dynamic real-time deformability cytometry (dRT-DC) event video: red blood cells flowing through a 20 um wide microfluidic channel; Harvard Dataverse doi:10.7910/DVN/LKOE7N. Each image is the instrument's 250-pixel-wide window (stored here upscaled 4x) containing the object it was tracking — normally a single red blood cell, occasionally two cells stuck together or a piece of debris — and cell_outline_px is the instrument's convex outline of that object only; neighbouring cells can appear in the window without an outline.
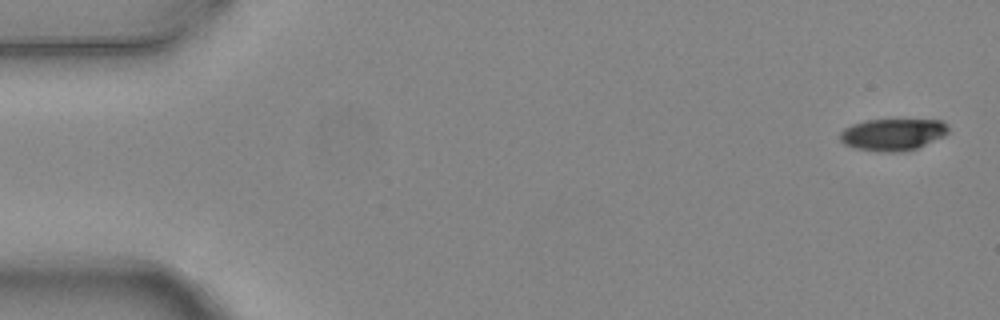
{"species": "common noctule bat (a hibernating species)", "species_latin": "Nyctalus noctula", "temperature_condition": "warm", "stored_images_in_passage": 6, "camera_frame_rate_fps": 3000, "um_per_image_px": 0.085, "animal": {"sex": "female", "body_mass_g": 24.6, "forearm_length_mm": 56.2}, "frame": {"image": 1, "passage_image": 1, "time_ms": 0.0, "image_size_px": [1000, 320], "cell_outline_px": [[948, 132], [944, 136], [916, 148], [900, 152], [880, 152], [856, 148], [844, 144], [840, 140], [840, 132], [844, 128], [852, 124], [868, 120], [940, 120], [948, 124]], "centroid_in_image_um": [75.88, 11.43], "position_along_channel_um": 9.1, "area_um2": 20.06}}
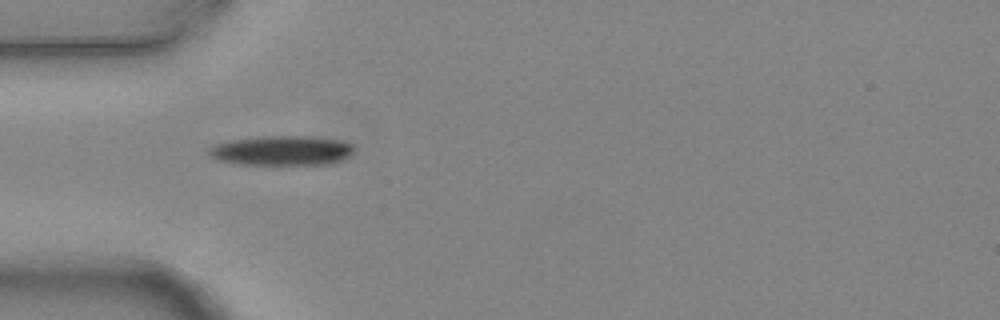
{"frame": {"image": 2, "passage_image": 5, "time_ms": 1.333, "image_size_px": [1000, 320], "cell_outline_px": [[356, 148], [344, 160], [328, 164], [240, 164], [216, 160], [208, 152], [208, 148], [212, 144], [232, 140], [264, 136], [304, 136], [344, 140], [352, 144]], "centroid_in_image_um": [23.97, 12.79], "position_along_channel_um": 61.0, "area_um2": 25.2}}
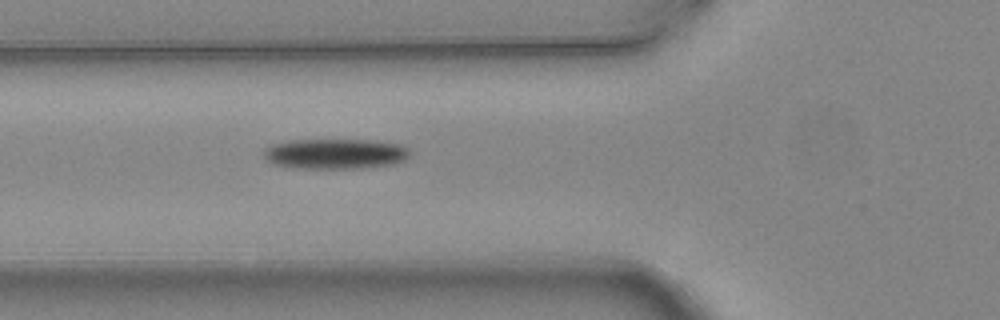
{"frame": {"image": 3, "passage_image": 6, "time_ms": 1.667, "image_size_px": [1000, 320], "cell_outline_px": [[408, 156], [404, 160], [392, 164], [360, 168], [292, 168], [272, 164], [264, 156], [264, 148], [272, 144], [288, 140], [376, 140], [400, 144], [408, 148]], "centroid_in_image_um": [28.46, 13.07], "position_along_channel_um": 97.3, "area_um2": 25.84}}